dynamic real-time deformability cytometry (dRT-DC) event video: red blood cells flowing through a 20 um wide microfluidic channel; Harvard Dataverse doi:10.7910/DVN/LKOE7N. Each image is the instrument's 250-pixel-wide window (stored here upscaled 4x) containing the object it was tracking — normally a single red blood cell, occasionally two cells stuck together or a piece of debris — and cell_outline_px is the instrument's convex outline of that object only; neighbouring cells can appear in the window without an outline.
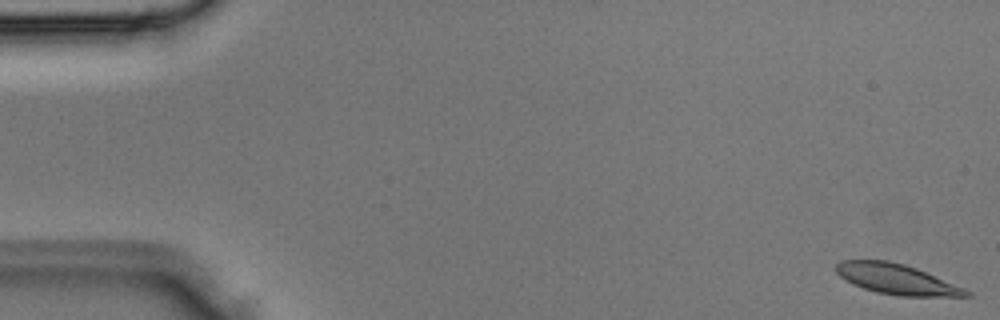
{"species": "Egyptian fruit bat (a non-hibernating species)", "species_latin": "Rousettus aegyptiacus", "temperature_condition": "room temperature", "stored_images_in_passage": 3, "camera_frame_rate_fps": 3000, "um_per_image_px": 0.085, "animal": {"sex": "male"}, "frame": {"image": 1, "passage_image": 1, "time_ms": 0.0, "image_size_px": [1000, 320], "cell_outline_px": [[972, 296], [900, 296], [876, 292], [852, 284], [844, 280], [836, 272], [836, 264], [840, 260], [888, 260], [904, 264], [916, 268], [964, 288], [972, 292]], "centroid_in_image_um": [76.18, 23.72], "position_along_channel_um": 8.8, "area_um2": 22.89}}
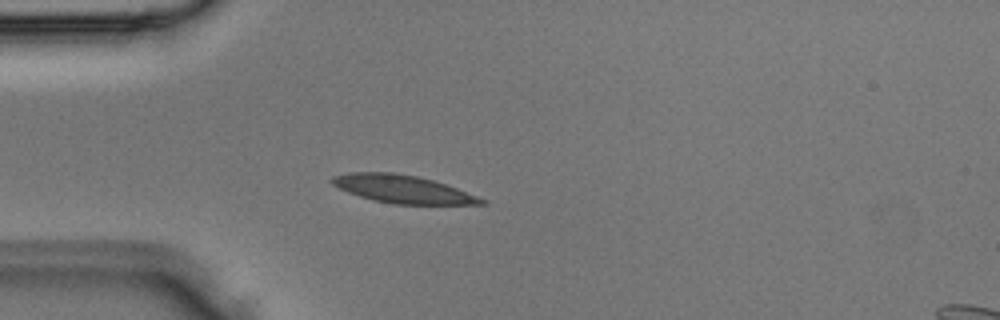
{"frame": {"image": 2, "passage_image": 3, "time_ms": 0.667, "image_size_px": [1000, 320], "cell_outline_px": [[488, 204], [392, 204], [372, 200], [348, 192], [332, 184], [328, 180], [332, 176], [348, 172], [392, 172], [416, 176], [432, 180], [456, 188], [488, 200]], "centroid_in_image_um": [34.2, 16.07], "position_along_channel_um": 50.8, "area_um2": 24.22}}